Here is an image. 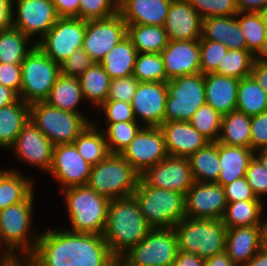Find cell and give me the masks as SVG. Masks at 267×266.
I'll list each match as a JSON object with an SVG mask.
<instances>
[{"label":"cell","mask_w":267,"mask_h":266,"mask_svg":"<svg viewBox=\"0 0 267 266\" xmlns=\"http://www.w3.org/2000/svg\"><path fill=\"white\" fill-rule=\"evenodd\" d=\"M35 266H119L103 235L51 228L40 233L29 256Z\"/></svg>","instance_id":"cell-1"},{"label":"cell","mask_w":267,"mask_h":266,"mask_svg":"<svg viewBox=\"0 0 267 266\" xmlns=\"http://www.w3.org/2000/svg\"><path fill=\"white\" fill-rule=\"evenodd\" d=\"M151 230L132 196L110 200L103 237L118 261Z\"/></svg>","instance_id":"cell-2"},{"label":"cell","mask_w":267,"mask_h":266,"mask_svg":"<svg viewBox=\"0 0 267 266\" xmlns=\"http://www.w3.org/2000/svg\"><path fill=\"white\" fill-rule=\"evenodd\" d=\"M35 191L25 200L0 210V246L11 257H29L40 231H32ZM35 232V233H34Z\"/></svg>","instance_id":"cell-3"},{"label":"cell","mask_w":267,"mask_h":266,"mask_svg":"<svg viewBox=\"0 0 267 266\" xmlns=\"http://www.w3.org/2000/svg\"><path fill=\"white\" fill-rule=\"evenodd\" d=\"M65 202L69 231L103 235L110 200L85 186H74L60 191Z\"/></svg>","instance_id":"cell-4"},{"label":"cell","mask_w":267,"mask_h":266,"mask_svg":"<svg viewBox=\"0 0 267 266\" xmlns=\"http://www.w3.org/2000/svg\"><path fill=\"white\" fill-rule=\"evenodd\" d=\"M132 197L152 228H173L186 217L183 193L149 186L140 178Z\"/></svg>","instance_id":"cell-5"},{"label":"cell","mask_w":267,"mask_h":266,"mask_svg":"<svg viewBox=\"0 0 267 266\" xmlns=\"http://www.w3.org/2000/svg\"><path fill=\"white\" fill-rule=\"evenodd\" d=\"M173 229L177 234L178 251L206 260L226 249L227 228L220 219L185 217Z\"/></svg>","instance_id":"cell-6"},{"label":"cell","mask_w":267,"mask_h":266,"mask_svg":"<svg viewBox=\"0 0 267 266\" xmlns=\"http://www.w3.org/2000/svg\"><path fill=\"white\" fill-rule=\"evenodd\" d=\"M140 174L120 154H109L91 167L87 186L109 200L131 197Z\"/></svg>","instance_id":"cell-7"},{"label":"cell","mask_w":267,"mask_h":266,"mask_svg":"<svg viewBox=\"0 0 267 266\" xmlns=\"http://www.w3.org/2000/svg\"><path fill=\"white\" fill-rule=\"evenodd\" d=\"M30 120L54 146L73 143L93 122L82 113L63 111L46 102L30 104Z\"/></svg>","instance_id":"cell-8"},{"label":"cell","mask_w":267,"mask_h":266,"mask_svg":"<svg viewBox=\"0 0 267 266\" xmlns=\"http://www.w3.org/2000/svg\"><path fill=\"white\" fill-rule=\"evenodd\" d=\"M60 74V65L35 45L21 63L22 84L19 98L29 105L45 102Z\"/></svg>","instance_id":"cell-9"},{"label":"cell","mask_w":267,"mask_h":266,"mask_svg":"<svg viewBox=\"0 0 267 266\" xmlns=\"http://www.w3.org/2000/svg\"><path fill=\"white\" fill-rule=\"evenodd\" d=\"M167 101L164 122H189L205 99L204 74L178 76L166 81Z\"/></svg>","instance_id":"cell-10"},{"label":"cell","mask_w":267,"mask_h":266,"mask_svg":"<svg viewBox=\"0 0 267 266\" xmlns=\"http://www.w3.org/2000/svg\"><path fill=\"white\" fill-rule=\"evenodd\" d=\"M178 253L177 234L173 228H152L120 260L119 266H170Z\"/></svg>","instance_id":"cell-11"},{"label":"cell","mask_w":267,"mask_h":266,"mask_svg":"<svg viewBox=\"0 0 267 266\" xmlns=\"http://www.w3.org/2000/svg\"><path fill=\"white\" fill-rule=\"evenodd\" d=\"M85 32L86 20L79 17H59L36 45L60 65L76 49L83 47Z\"/></svg>","instance_id":"cell-12"},{"label":"cell","mask_w":267,"mask_h":266,"mask_svg":"<svg viewBox=\"0 0 267 266\" xmlns=\"http://www.w3.org/2000/svg\"><path fill=\"white\" fill-rule=\"evenodd\" d=\"M12 2V27L20 30L31 40L35 39V43L54 26L59 18L51 0H12Z\"/></svg>","instance_id":"cell-13"},{"label":"cell","mask_w":267,"mask_h":266,"mask_svg":"<svg viewBox=\"0 0 267 266\" xmlns=\"http://www.w3.org/2000/svg\"><path fill=\"white\" fill-rule=\"evenodd\" d=\"M126 36L127 23L119 13L104 19L86 20L82 49L99 63Z\"/></svg>","instance_id":"cell-14"},{"label":"cell","mask_w":267,"mask_h":266,"mask_svg":"<svg viewBox=\"0 0 267 266\" xmlns=\"http://www.w3.org/2000/svg\"><path fill=\"white\" fill-rule=\"evenodd\" d=\"M92 165L79 154L73 143L54 146L48 174L60 184V191L87 185Z\"/></svg>","instance_id":"cell-15"},{"label":"cell","mask_w":267,"mask_h":266,"mask_svg":"<svg viewBox=\"0 0 267 266\" xmlns=\"http://www.w3.org/2000/svg\"><path fill=\"white\" fill-rule=\"evenodd\" d=\"M120 155L142 175L168 155L161 129L143 126Z\"/></svg>","instance_id":"cell-16"},{"label":"cell","mask_w":267,"mask_h":266,"mask_svg":"<svg viewBox=\"0 0 267 266\" xmlns=\"http://www.w3.org/2000/svg\"><path fill=\"white\" fill-rule=\"evenodd\" d=\"M140 178L149 186L186 194L194 184L188 158L167 155Z\"/></svg>","instance_id":"cell-17"},{"label":"cell","mask_w":267,"mask_h":266,"mask_svg":"<svg viewBox=\"0 0 267 266\" xmlns=\"http://www.w3.org/2000/svg\"><path fill=\"white\" fill-rule=\"evenodd\" d=\"M53 148V143L29 120L10 150L20 162L23 161L27 166L30 165L29 167L48 173L52 163Z\"/></svg>","instance_id":"cell-18"},{"label":"cell","mask_w":267,"mask_h":266,"mask_svg":"<svg viewBox=\"0 0 267 266\" xmlns=\"http://www.w3.org/2000/svg\"><path fill=\"white\" fill-rule=\"evenodd\" d=\"M226 206L224 188L216 182H194L185 194L188 218L221 220Z\"/></svg>","instance_id":"cell-19"},{"label":"cell","mask_w":267,"mask_h":266,"mask_svg":"<svg viewBox=\"0 0 267 266\" xmlns=\"http://www.w3.org/2000/svg\"><path fill=\"white\" fill-rule=\"evenodd\" d=\"M167 97L166 82H139L131 101L136 121L140 124L142 121L145 127H160L164 123Z\"/></svg>","instance_id":"cell-20"},{"label":"cell","mask_w":267,"mask_h":266,"mask_svg":"<svg viewBox=\"0 0 267 266\" xmlns=\"http://www.w3.org/2000/svg\"><path fill=\"white\" fill-rule=\"evenodd\" d=\"M160 54L168 80L201 73L199 40H169Z\"/></svg>","instance_id":"cell-21"},{"label":"cell","mask_w":267,"mask_h":266,"mask_svg":"<svg viewBox=\"0 0 267 266\" xmlns=\"http://www.w3.org/2000/svg\"><path fill=\"white\" fill-rule=\"evenodd\" d=\"M202 17L189 0H173L163 25L168 40H199L202 36Z\"/></svg>","instance_id":"cell-22"},{"label":"cell","mask_w":267,"mask_h":266,"mask_svg":"<svg viewBox=\"0 0 267 266\" xmlns=\"http://www.w3.org/2000/svg\"><path fill=\"white\" fill-rule=\"evenodd\" d=\"M159 128L164 135L167 154L171 156L189 158L210 142L190 122H164Z\"/></svg>","instance_id":"cell-23"},{"label":"cell","mask_w":267,"mask_h":266,"mask_svg":"<svg viewBox=\"0 0 267 266\" xmlns=\"http://www.w3.org/2000/svg\"><path fill=\"white\" fill-rule=\"evenodd\" d=\"M262 248V225L227 228L225 251L236 266H245Z\"/></svg>","instance_id":"cell-24"},{"label":"cell","mask_w":267,"mask_h":266,"mask_svg":"<svg viewBox=\"0 0 267 266\" xmlns=\"http://www.w3.org/2000/svg\"><path fill=\"white\" fill-rule=\"evenodd\" d=\"M173 0H118V13L127 25L163 26Z\"/></svg>","instance_id":"cell-25"},{"label":"cell","mask_w":267,"mask_h":266,"mask_svg":"<svg viewBox=\"0 0 267 266\" xmlns=\"http://www.w3.org/2000/svg\"><path fill=\"white\" fill-rule=\"evenodd\" d=\"M206 103L221 115L236 110L239 79L215 73L204 74Z\"/></svg>","instance_id":"cell-26"},{"label":"cell","mask_w":267,"mask_h":266,"mask_svg":"<svg viewBox=\"0 0 267 266\" xmlns=\"http://www.w3.org/2000/svg\"><path fill=\"white\" fill-rule=\"evenodd\" d=\"M254 157L251 148L219 143L220 173L216 183L221 186L245 177L250 160Z\"/></svg>","instance_id":"cell-27"},{"label":"cell","mask_w":267,"mask_h":266,"mask_svg":"<svg viewBox=\"0 0 267 266\" xmlns=\"http://www.w3.org/2000/svg\"><path fill=\"white\" fill-rule=\"evenodd\" d=\"M30 120V105L19 99L0 108V151H10L18 134Z\"/></svg>","instance_id":"cell-28"},{"label":"cell","mask_w":267,"mask_h":266,"mask_svg":"<svg viewBox=\"0 0 267 266\" xmlns=\"http://www.w3.org/2000/svg\"><path fill=\"white\" fill-rule=\"evenodd\" d=\"M84 101L82 89L78 77L65 76L60 74L57 78L56 83L50 90L48 98L45 100L47 104L52 107L68 111L72 113H83L79 109Z\"/></svg>","instance_id":"cell-29"},{"label":"cell","mask_w":267,"mask_h":266,"mask_svg":"<svg viewBox=\"0 0 267 266\" xmlns=\"http://www.w3.org/2000/svg\"><path fill=\"white\" fill-rule=\"evenodd\" d=\"M137 54L131 39L126 36L99 63L111 79L127 77L133 75Z\"/></svg>","instance_id":"cell-30"},{"label":"cell","mask_w":267,"mask_h":266,"mask_svg":"<svg viewBox=\"0 0 267 266\" xmlns=\"http://www.w3.org/2000/svg\"><path fill=\"white\" fill-rule=\"evenodd\" d=\"M237 22L245 38L247 50L255 57L265 58L266 13L238 12Z\"/></svg>","instance_id":"cell-31"},{"label":"cell","mask_w":267,"mask_h":266,"mask_svg":"<svg viewBox=\"0 0 267 266\" xmlns=\"http://www.w3.org/2000/svg\"><path fill=\"white\" fill-rule=\"evenodd\" d=\"M91 122L73 141L79 154L89 164L96 165L103 161L109 154L107 142L99 123Z\"/></svg>","instance_id":"cell-32"},{"label":"cell","mask_w":267,"mask_h":266,"mask_svg":"<svg viewBox=\"0 0 267 266\" xmlns=\"http://www.w3.org/2000/svg\"><path fill=\"white\" fill-rule=\"evenodd\" d=\"M251 117L243 112L233 110L222 115L219 143L250 148Z\"/></svg>","instance_id":"cell-33"},{"label":"cell","mask_w":267,"mask_h":266,"mask_svg":"<svg viewBox=\"0 0 267 266\" xmlns=\"http://www.w3.org/2000/svg\"><path fill=\"white\" fill-rule=\"evenodd\" d=\"M34 179L19 170L3 168V182L0 185V210L25 201L35 189Z\"/></svg>","instance_id":"cell-34"},{"label":"cell","mask_w":267,"mask_h":266,"mask_svg":"<svg viewBox=\"0 0 267 266\" xmlns=\"http://www.w3.org/2000/svg\"><path fill=\"white\" fill-rule=\"evenodd\" d=\"M264 200L227 203L222 223L226 228L263 225ZM263 217V218H262Z\"/></svg>","instance_id":"cell-35"},{"label":"cell","mask_w":267,"mask_h":266,"mask_svg":"<svg viewBox=\"0 0 267 266\" xmlns=\"http://www.w3.org/2000/svg\"><path fill=\"white\" fill-rule=\"evenodd\" d=\"M78 80L84 100L94 105L91 107L98 108L107 100L111 78L100 63L94 62Z\"/></svg>","instance_id":"cell-36"},{"label":"cell","mask_w":267,"mask_h":266,"mask_svg":"<svg viewBox=\"0 0 267 266\" xmlns=\"http://www.w3.org/2000/svg\"><path fill=\"white\" fill-rule=\"evenodd\" d=\"M195 182H217L220 173L219 142H209L189 158Z\"/></svg>","instance_id":"cell-37"},{"label":"cell","mask_w":267,"mask_h":266,"mask_svg":"<svg viewBox=\"0 0 267 266\" xmlns=\"http://www.w3.org/2000/svg\"><path fill=\"white\" fill-rule=\"evenodd\" d=\"M127 36L138 53H161L169 41L164 27L157 25H127Z\"/></svg>","instance_id":"cell-38"},{"label":"cell","mask_w":267,"mask_h":266,"mask_svg":"<svg viewBox=\"0 0 267 266\" xmlns=\"http://www.w3.org/2000/svg\"><path fill=\"white\" fill-rule=\"evenodd\" d=\"M35 45L34 41L14 27L0 30V63L21 64Z\"/></svg>","instance_id":"cell-39"},{"label":"cell","mask_w":267,"mask_h":266,"mask_svg":"<svg viewBox=\"0 0 267 266\" xmlns=\"http://www.w3.org/2000/svg\"><path fill=\"white\" fill-rule=\"evenodd\" d=\"M236 110L250 117L267 111V93L251 76L239 80Z\"/></svg>","instance_id":"cell-40"},{"label":"cell","mask_w":267,"mask_h":266,"mask_svg":"<svg viewBox=\"0 0 267 266\" xmlns=\"http://www.w3.org/2000/svg\"><path fill=\"white\" fill-rule=\"evenodd\" d=\"M102 129L110 154H120L135 138L143 125L138 121L106 123Z\"/></svg>","instance_id":"cell-41"},{"label":"cell","mask_w":267,"mask_h":266,"mask_svg":"<svg viewBox=\"0 0 267 266\" xmlns=\"http://www.w3.org/2000/svg\"><path fill=\"white\" fill-rule=\"evenodd\" d=\"M255 58L249 50L228 49L218 68L213 73L239 80L249 77Z\"/></svg>","instance_id":"cell-42"},{"label":"cell","mask_w":267,"mask_h":266,"mask_svg":"<svg viewBox=\"0 0 267 266\" xmlns=\"http://www.w3.org/2000/svg\"><path fill=\"white\" fill-rule=\"evenodd\" d=\"M133 76L139 82H166V71L160 53H138Z\"/></svg>","instance_id":"cell-43"},{"label":"cell","mask_w":267,"mask_h":266,"mask_svg":"<svg viewBox=\"0 0 267 266\" xmlns=\"http://www.w3.org/2000/svg\"><path fill=\"white\" fill-rule=\"evenodd\" d=\"M190 124L210 142H217L221 130L222 115L205 103L194 113Z\"/></svg>","instance_id":"cell-44"},{"label":"cell","mask_w":267,"mask_h":266,"mask_svg":"<svg viewBox=\"0 0 267 266\" xmlns=\"http://www.w3.org/2000/svg\"><path fill=\"white\" fill-rule=\"evenodd\" d=\"M199 44L201 73H213L226 55L228 48L220 42L206 40L202 36Z\"/></svg>","instance_id":"cell-45"},{"label":"cell","mask_w":267,"mask_h":266,"mask_svg":"<svg viewBox=\"0 0 267 266\" xmlns=\"http://www.w3.org/2000/svg\"><path fill=\"white\" fill-rule=\"evenodd\" d=\"M202 19L213 16H234L239 10L236 0H189Z\"/></svg>","instance_id":"cell-46"},{"label":"cell","mask_w":267,"mask_h":266,"mask_svg":"<svg viewBox=\"0 0 267 266\" xmlns=\"http://www.w3.org/2000/svg\"><path fill=\"white\" fill-rule=\"evenodd\" d=\"M118 13V0H80L79 18L104 19Z\"/></svg>","instance_id":"cell-47"},{"label":"cell","mask_w":267,"mask_h":266,"mask_svg":"<svg viewBox=\"0 0 267 266\" xmlns=\"http://www.w3.org/2000/svg\"><path fill=\"white\" fill-rule=\"evenodd\" d=\"M98 111L104 113L105 123H116V122H127L136 121L131 103L117 101V100H106L98 108Z\"/></svg>","instance_id":"cell-48"},{"label":"cell","mask_w":267,"mask_h":266,"mask_svg":"<svg viewBox=\"0 0 267 266\" xmlns=\"http://www.w3.org/2000/svg\"><path fill=\"white\" fill-rule=\"evenodd\" d=\"M245 178L257 198L264 199L267 195V169L255 156L249 162Z\"/></svg>","instance_id":"cell-49"},{"label":"cell","mask_w":267,"mask_h":266,"mask_svg":"<svg viewBox=\"0 0 267 266\" xmlns=\"http://www.w3.org/2000/svg\"><path fill=\"white\" fill-rule=\"evenodd\" d=\"M139 81L133 76L111 79L107 100L131 103Z\"/></svg>","instance_id":"cell-50"},{"label":"cell","mask_w":267,"mask_h":266,"mask_svg":"<svg viewBox=\"0 0 267 266\" xmlns=\"http://www.w3.org/2000/svg\"><path fill=\"white\" fill-rule=\"evenodd\" d=\"M93 63L90 56L82 48H79L60 64V72L65 76L79 77Z\"/></svg>","instance_id":"cell-51"},{"label":"cell","mask_w":267,"mask_h":266,"mask_svg":"<svg viewBox=\"0 0 267 266\" xmlns=\"http://www.w3.org/2000/svg\"><path fill=\"white\" fill-rule=\"evenodd\" d=\"M223 188L227 203L261 200L254 194L245 177L236 179L232 183L225 185Z\"/></svg>","instance_id":"cell-52"},{"label":"cell","mask_w":267,"mask_h":266,"mask_svg":"<svg viewBox=\"0 0 267 266\" xmlns=\"http://www.w3.org/2000/svg\"><path fill=\"white\" fill-rule=\"evenodd\" d=\"M250 148L256 152L267 147V111L251 117Z\"/></svg>","instance_id":"cell-53"},{"label":"cell","mask_w":267,"mask_h":266,"mask_svg":"<svg viewBox=\"0 0 267 266\" xmlns=\"http://www.w3.org/2000/svg\"><path fill=\"white\" fill-rule=\"evenodd\" d=\"M226 16H213L203 19L202 37L225 45Z\"/></svg>","instance_id":"cell-54"},{"label":"cell","mask_w":267,"mask_h":266,"mask_svg":"<svg viewBox=\"0 0 267 266\" xmlns=\"http://www.w3.org/2000/svg\"><path fill=\"white\" fill-rule=\"evenodd\" d=\"M225 46L231 50H247L245 38L237 22V14L226 16Z\"/></svg>","instance_id":"cell-55"},{"label":"cell","mask_w":267,"mask_h":266,"mask_svg":"<svg viewBox=\"0 0 267 266\" xmlns=\"http://www.w3.org/2000/svg\"><path fill=\"white\" fill-rule=\"evenodd\" d=\"M0 84L20 94L22 84L21 64L0 63Z\"/></svg>","instance_id":"cell-56"},{"label":"cell","mask_w":267,"mask_h":266,"mask_svg":"<svg viewBox=\"0 0 267 266\" xmlns=\"http://www.w3.org/2000/svg\"><path fill=\"white\" fill-rule=\"evenodd\" d=\"M250 76L261 86L267 93V58L256 57Z\"/></svg>","instance_id":"cell-57"},{"label":"cell","mask_w":267,"mask_h":266,"mask_svg":"<svg viewBox=\"0 0 267 266\" xmlns=\"http://www.w3.org/2000/svg\"><path fill=\"white\" fill-rule=\"evenodd\" d=\"M58 17H79L80 0H51Z\"/></svg>","instance_id":"cell-58"},{"label":"cell","mask_w":267,"mask_h":266,"mask_svg":"<svg viewBox=\"0 0 267 266\" xmlns=\"http://www.w3.org/2000/svg\"><path fill=\"white\" fill-rule=\"evenodd\" d=\"M13 2L12 0H0V30L12 27Z\"/></svg>","instance_id":"cell-59"},{"label":"cell","mask_w":267,"mask_h":266,"mask_svg":"<svg viewBox=\"0 0 267 266\" xmlns=\"http://www.w3.org/2000/svg\"><path fill=\"white\" fill-rule=\"evenodd\" d=\"M205 260L191 253L178 251L176 259L170 266H204Z\"/></svg>","instance_id":"cell-60"},{"label":"cell","mask_w":267,"mask_h":266,"mask_svg":"<svg viewBox=\"0 0 267 266\" xmlns=\"http://www.w3.org/2000/svg\"><path fill=\"white\" fill-rule=\"evenodd\" d=\"M239 12L267 13V0H236Z\"/></svg>","instance_id":"cell-61"},{"label":"cell","mask_w":267,"mask_h":266,"mask_svg":"<svg viewBox=\"0 0 267 266\" xmlns=\"http://www.w3.org/2000/svg\"><path fill=\"white\" fill-rule=\"evenodd\" d=\"M19 94L13 89L0 84V108L19 100Z\"/></svg>","instance_id":"cell-62"},{"label":"cell","mask_w":267,"mask_h":266,"mask_svg":"<svg viewBox=\"0 0 267 266\" xmlns=\"http://www.w3.org/2000/svg\"><path fill=\"white\" fill-rule=\"evenodd\" d=\"M204 266H236L228 257L226 251L218 253L205 260Z\"/></svg>","instance_id":"cell-63"},{"label":"cell","mask_w":267,"mask_h":266,"mask_svg":"<svg viewBox=\"0 0 267 266\" xmlns=\"http://www.w3.org/2000/svg\"><path fill=\"white\" fill-rule=\"evenodd\" d=\"M245 266H267V251L259 250Z\"/></svg>","instance_id":"cell-64"},{"label":"cell","mask_w":267,"mask_h":266,"mask_svg":"<svg viewBox=\"0 0 267 266\" xmlns=\"http://www.w3.org/2000/svg\"><path fill=\"white\" fill-rule=\"evenodd\" d=\"M2 266H35L30 257H10Z\"/></svg>","instance_id":"cell-65"},{"label":"cell","mask_w":267,"mask_h":266,"mask_svg":"<svg viewBox=\"0 0 267 266\" xmlns=\"http://www.w3.org/2000/svg\"><path fill=\"white\" fill-rule=\"evenodd\" d=\"M254 156L262 163V165L267 169V147L262 148L254 152Z\"/></svg>","instance_id":"cell-66"},{"label":"cell","mask_w":267,"mask_h":266,"mask_svg":"<svg viewBox=\"0 0 267 266\" xmlns=\"http://www.w3.org/2000/svg\"><path fill=\"white\" fill-rule=\"evenodd\" d=\"M265 218L262 225V243L263 249L267 251V217Z\"/></svg>","instance_id":"cell-67"},{"label":"cell","mask_w":267,"mask_h":266,"mask_svg":"<svg viewBox=\"0 0 267 266\" xmlns=\"http://www.w3.org/2000/svg\"><path fill=\"white\" fill-rule=\"evenodd\" d=\"M2 247L0 246V249ZM0 266H2L11 256L9 254H7V252H5L4 250H0Z\"/></svg>","instance_id":"cell-68"},{"label":"cell","mask_w":267,"mask_h":266,"mask_svg":"<svg viewBox=\"0 0 267 266\" xmlns=\"http://www.w3.org/2000/svg\"><path fill=\"white\" fill-rule=\"evenodd\" d=\"M265 58H267V13H266V32H265Z\"/></svg>","instance_id":"cell-69"},{"label":"cell","mask_w":267,"mask_h":266,"mask_svg":"<svg viewBox=\"0 0 267 266\" xmlns=\"http://www.w3.org/2000/svg\"><path fill=\"white\" fill-rule=\"evenodd\" d=\"M3 182V168L0 169V185Z\"/></svg>","instance_id":"cell-70"}]
</instances>
